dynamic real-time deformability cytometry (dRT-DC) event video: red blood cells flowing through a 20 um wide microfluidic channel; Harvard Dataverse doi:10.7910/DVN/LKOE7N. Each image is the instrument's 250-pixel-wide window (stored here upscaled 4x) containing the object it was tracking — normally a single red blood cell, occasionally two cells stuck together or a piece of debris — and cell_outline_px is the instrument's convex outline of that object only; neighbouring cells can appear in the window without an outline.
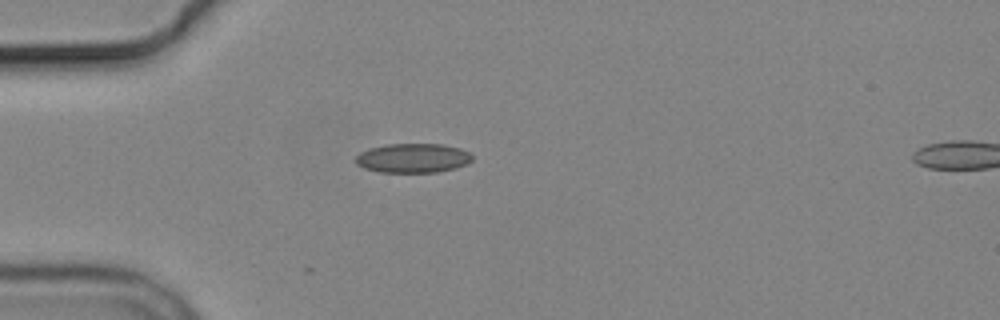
{"species": "common noctule bat (a hibernating species)", "species_latin": "Nyctalus noctula", "temperature_condition": "cold", "stored_images_in_passage": 2, "camera_frame_rate_fps": 3000, "um_per_image_px": 0.085, "animal": {"sex": "male", "body_mass_g": 19.2, "forearm_length_mm": 51.8}, "frame": {"image": 1, "passage_image": 1, "time_ms": 0.0, "image_size_px": [1000, 320], "cell_outline_px": [[472, 160], [468, 164], [456, 168], [436, 172], [380, 172], [364, 168], [356, 164], [356, 156], [360, 152], [384, 144], [444, 144], [460, 148], [468, 152], [472, 156]], "centroid_in_image_um": [35.12, 13.43], "position_along_channel_um": 49.9, "area_um2": 19.94}}